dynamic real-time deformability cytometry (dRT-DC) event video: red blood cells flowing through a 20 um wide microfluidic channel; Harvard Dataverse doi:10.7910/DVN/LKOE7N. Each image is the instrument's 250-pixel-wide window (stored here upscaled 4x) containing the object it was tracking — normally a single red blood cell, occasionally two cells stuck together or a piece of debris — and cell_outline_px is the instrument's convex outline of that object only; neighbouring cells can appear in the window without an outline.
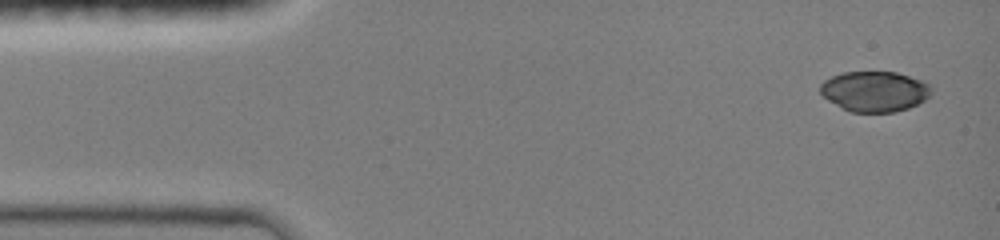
{"species": "common noctule bat (a hibernating species)", "species_latin": "Nyctalus noctula", "temperature_condition": "room temperature", "stored_images_in_passage": 28, "camera_frame_rate_fps": 3000, "um_per_image_px": 0.085, "animal": {"sex": "female", "body_mass_g": 19.0, "forearm_length_mm": 51.5}, "frame": {"image": 1, "passage_image": 1, "time_ms": 0.0, "image_size_px": [1000, 240], "cell_outline_px": [[932, 92], [924, 100], [908, 108], [896, 112], [852, 112], [828, 100], [820, 92], [820, 84], [824, 80], [832, 76], [844, 72], [896, 72], [920, 80], [928, 84], [932, 88]], "centroid_in_image_um": [74.34, 7.76], "position_along_channel_um": 10.7, "area_um2": 25.89}}
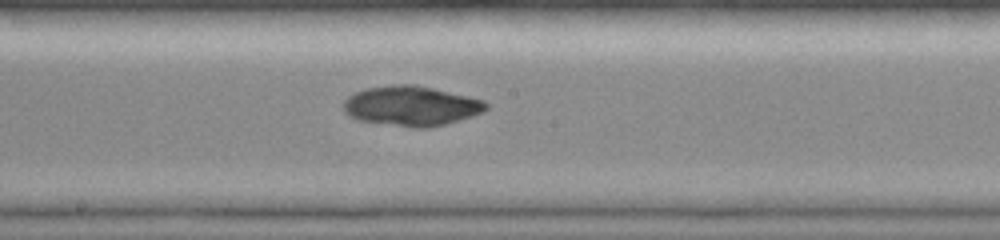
{"frame": {"image": 2, "passage_image": 13, "time_ms": 7.333, "image_size_px": [1000, 240], "cell_outline_px": [[488, 108], [472, 116], [444, 124], [428, 128], [416, 128], [360, 120], [348, 116], [344, 112], [344, 100], [348, 96], [364, 88], [392, 84], [416, 84], [484, 100], [488, 104]], "centroid_in_image_um": [34.93, 8.99], "position_along_channel_um": 213.3, "area_um2": 33.0}}
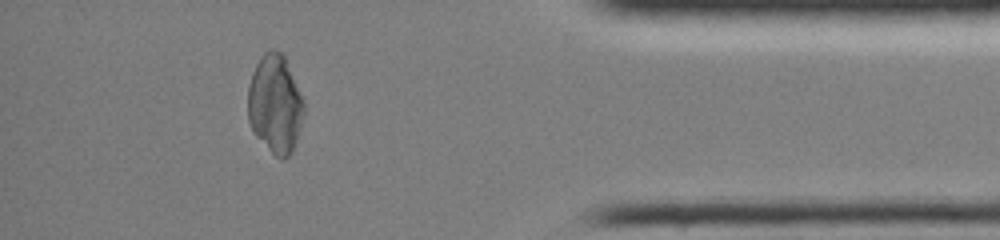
{"frame": {"image": 3, "passage_image": 24, "time_ms": 12.667, "image_size_px": [1000, 240], "cell_outline_px": [[304, 112], [300, 128], [292, 152], [284, 160], [280, 160], [252, 132], [248, 120], [248, 84], [252, 72], [260, 56], [264, 52], [272, 48], [280, 52], [284, 56], [304, 100]], "centroid_in_image_um": [23.37, 8.84], "position_along_channel_um": 411.8, "area_um2": 32.25}}